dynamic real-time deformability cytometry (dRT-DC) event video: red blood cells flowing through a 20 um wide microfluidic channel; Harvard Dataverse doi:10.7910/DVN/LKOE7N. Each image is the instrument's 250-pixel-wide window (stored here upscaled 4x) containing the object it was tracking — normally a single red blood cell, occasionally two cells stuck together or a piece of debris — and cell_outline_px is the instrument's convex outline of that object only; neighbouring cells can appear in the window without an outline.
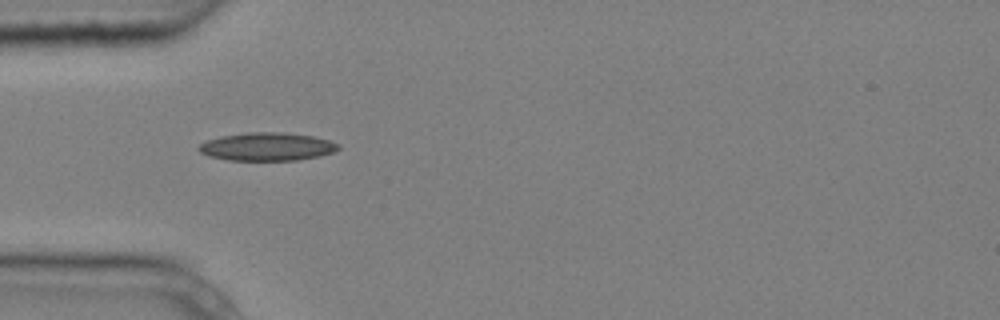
{"species": "common noctule bat (a hibernating species)", "species_latin": "Nyctalus noctula", "temperature_condition": "cold", "stored_images_in_passage": 3, "camera_frame_rate_fps": 3000, "um_per_image_px": 0.085, "animal": {"sex": "male", "body_mass_g": 20.4}, "frame": {"image": 1, "passage_image": 2, "time_ms": 0.333, "image_size_px": [1000, 320], "cell_outline_px": [[340, 148], [332, 152], [320, 156], [296, 160], [228, 160], [208, 156], [200, 152], [196, 148], [200, 144], [208, 140], [220, 136], [248, 132], [284, 132], [312, 136], [328, 140], [340, 144]], "centroid_in_image_um": [22.68, 12.46], "position_along_channel_um": 62.3, "area_um2": 22.89}}
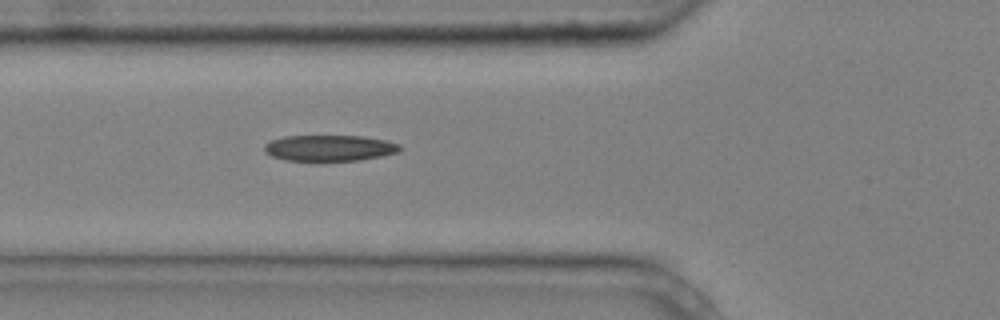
{"frame": {"image": 2, "passage_image": 3, "time_ms": 0.667, "image_size_px": [1000, 320], "cell_outline_px": [[404, 148], [400, 152], [360, 160], [284, 160], [272, 156], [264, 152], [264, 144], [272, 140], [284, 136], [364, 136], [388, 140], [400, 144]], "centroid_in_image_um": [28.05, 12.57], "position_along_channel_um": 97.7, "area_um2": 20.63}}